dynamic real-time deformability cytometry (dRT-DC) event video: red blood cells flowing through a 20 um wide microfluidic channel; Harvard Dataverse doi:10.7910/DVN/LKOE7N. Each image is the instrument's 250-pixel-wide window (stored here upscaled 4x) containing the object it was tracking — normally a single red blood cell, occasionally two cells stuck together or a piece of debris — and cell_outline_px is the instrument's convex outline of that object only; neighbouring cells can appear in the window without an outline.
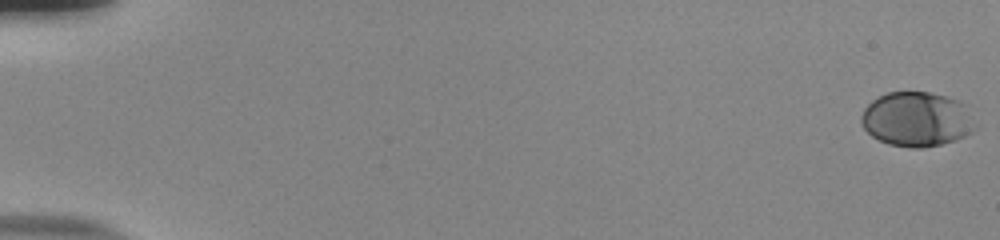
{"species": "human", "species_latin": "Homo sapiens", "temperature_condition": "room temperature", "stored_images_in_passage": 50, "camera_frame_rate_fps": 3000, "um_per_image_px": 0.085, "donor": {"sex": "male"}, "frame": {"image": 1, "passage_image": 1, "time_ms": 0.0, "image_size_px": [1000, 240], "cell_outline_px": [[976, 128], [972, 132], [956, 140], [924, 148], [912, 148], [888, 144], [872, 136], [864, 128], [860, 120], [860, 116], [864, 108], [872, 100], [888, 92], [928, 92], [948, 96], [960, 100], [968, 104], [976, 124]], "centroid_in_image_um": [77.97, 10.13], "position_along_channel_um": 7.0, "area_um2": 36.82}}
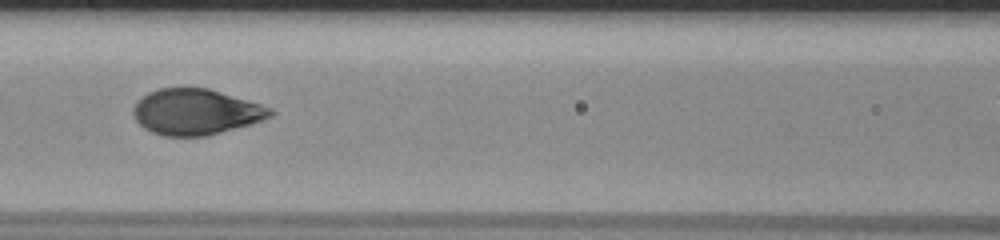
{"frame": {"image": 2, "passage_image": 27, "time_ms": 8.667, "image_size_px": [1000, 240], "cell_outline_px": [[276, 112], [272, 116], [252, 124], [208, 136], [164, 136], [152, 132], [144, 128], [136, 120], [132, 112], [136, 104], [148, 92], [160, 88], [208, 88], [260, 104], [272, 108]], "centroid_in_image_um": [16.68, 9.52], "position_along_channel_um": 149.9, "area_um2": 36.47}}
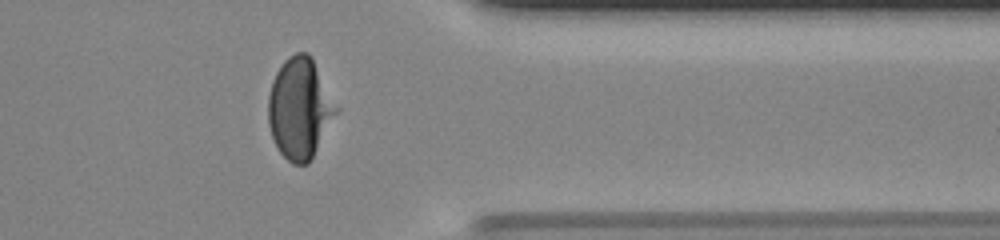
{"frame": {"image": 3, "passage_image": 46, "time_ms": 15.0, "image_size_px": [1000, 240], "cell_outline_px": [[340, 108], [308, 164], [292, 164], [280, 152], [272, 136], [268, 124], [268, 96], [272, 80], [276, 72], [284, 60], [288, 56], [296, 52], [308, 52], [312, 56]], "centroid_in_image_um": [25.49, 9.17], "position_along_channel_um": 385.9, "area_um2": 40.17}}